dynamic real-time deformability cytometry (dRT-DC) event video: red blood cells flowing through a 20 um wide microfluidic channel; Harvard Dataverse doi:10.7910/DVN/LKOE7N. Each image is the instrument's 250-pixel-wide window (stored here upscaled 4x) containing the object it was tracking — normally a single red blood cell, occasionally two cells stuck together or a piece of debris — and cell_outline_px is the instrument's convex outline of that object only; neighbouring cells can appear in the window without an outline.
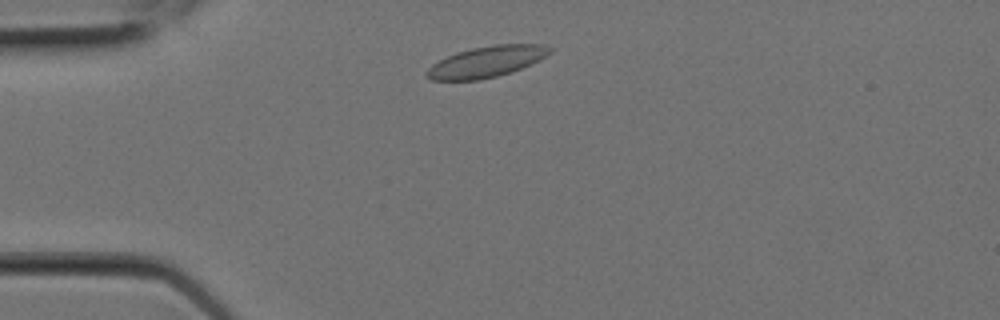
{"species": "Egyptian fruit bat (a non-hibernating species)", "species_latin": "Rousettus aegyptiacus", "temperature_condition": "room temperature", "stored_images_in_passage": 3, "camera_frame_rate_fps": 3000, "um_per_image_px": 0.085, "animal": {"sex": "female"}, "frame": {"image": 1, "passage_image": 2, "time_ms": 0.333, "image_size_px": [1000, 320], "cell_outline_px": [[552, 52], [540, 60], [512, 72], [480, 80], [432, 80], [424, 76], [424, 72], [432, 64], [456, 52], [472, 48], [492, 44], [544, 44], [552, 48]], "centroid_in_image_um": [41.36, 5.24], "position_along_channel_um": 43.6, "area_um2": 22.43}}